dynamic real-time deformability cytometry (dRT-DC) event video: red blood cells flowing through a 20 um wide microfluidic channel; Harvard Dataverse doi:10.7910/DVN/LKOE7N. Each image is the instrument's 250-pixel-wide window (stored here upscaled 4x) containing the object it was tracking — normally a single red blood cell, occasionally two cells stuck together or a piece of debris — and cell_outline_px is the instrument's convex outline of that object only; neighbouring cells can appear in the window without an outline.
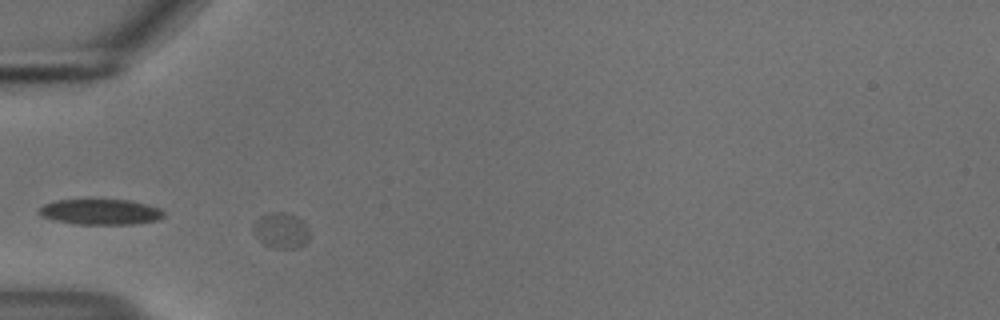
{"species": "common noctule bat (a hibernating species)", "species_latin": "Nyctalus noctula", "temperature_condition": "cold", "stored_images_in_passage": 7, "camera_frame_rate_fps": 3000, "um_per_image_px": 0.085, "animal": {"sex": "male", "body_mass_g": 18.8}, "frame": {"image": 1, "passage_image": 1, "time_ms": 0.0, "image_size_px": [1000, 320], "cell_outline_px": [[308, 240], [304, 244], [296, 248], [276, 248], [264, 244], [256, 236], [252, 228], [252, 224], [260, 216], [272, 212], [284, 212], [300, 220], [308, 228]], "centroid_in_image_um": [23.85, 19.6], "position_along_channel_um": 61.1, "area_um2": 11.39}}
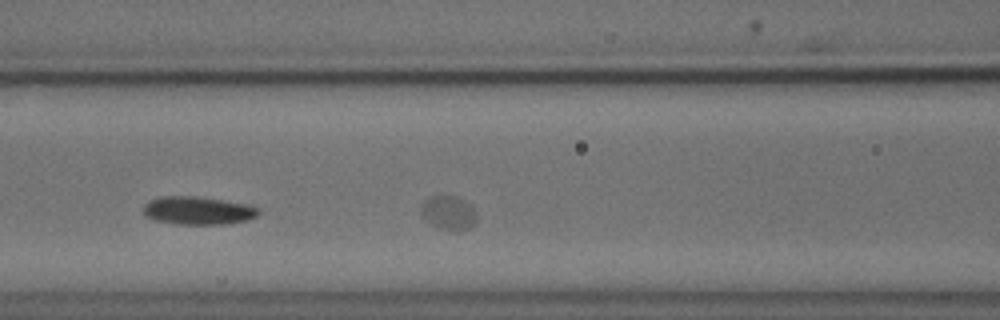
{"frame": {"image": 2, "passage_image": 7, "time_ms": 2.0, "image_size_px": [1000, 320], "cell_outline_px": [[476, 224], [472, 228], [460, 232], [452, 232], [440, 228], [432, 224], [420, 212], [420, 208], [424, 200], [428, 196], [456, 196], [464, 200], [476, 212]], "centroid_in_image_um": [38.16, 18.12], "position_along_channel_um": 128.4, "area_um2": 11.21}}